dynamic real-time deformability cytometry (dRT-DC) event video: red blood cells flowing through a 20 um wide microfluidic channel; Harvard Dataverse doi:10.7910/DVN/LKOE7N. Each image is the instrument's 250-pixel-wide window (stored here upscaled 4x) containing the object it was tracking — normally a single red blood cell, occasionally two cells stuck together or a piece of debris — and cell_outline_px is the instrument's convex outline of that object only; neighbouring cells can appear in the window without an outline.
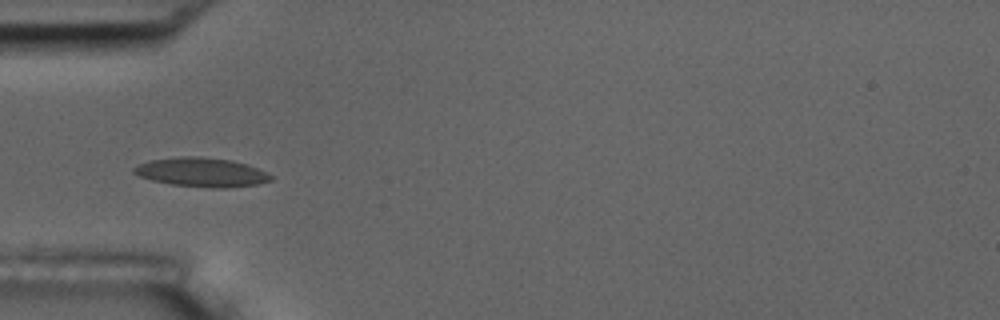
{"species": "common noctule bat (a hibernating species)", "species_latin": "Nyctalus noctula", "temperature_condition": "room temperature", "stored_images_in_passage": 10, "camera_frame_rate_fps": 3000, "um_per_image_px": 0.085, "animal": {"sex": "male", "body_mass_g": 17.5, "forearm_length_mm": 52.3}, "frame": {"image": 1, "passage_image": 6, "time_ms": 5.667, "image_size_px": [1000, 320], "cell_outline_px": [[272, 180], [256, 184], [224, 188], [212, 188], [172, 184], [152, 180], [140, 176], [132, 172], [132, 168], [140, 164], [152, 160], [180, 156], [200, 156], [232, 160], [268, 172], [272, 176]], "centroid_in_image_um": [17.13, 14.64], "position_along_channel_um": 67.9, "area_um2": 23.0}}
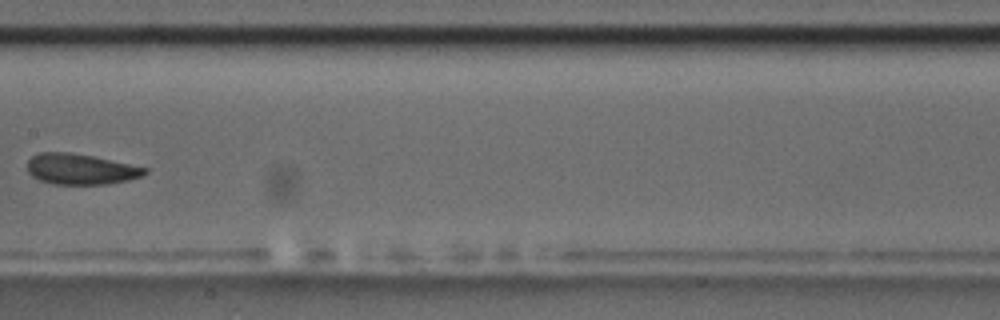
{"frame": {"image": 2, "passage_image": 9, "time_ms": 9.333, "image_size_px": [1000, 320], "cell_outline_px": [[148, 172], [140, 176], [128, 180], [108, 184], [52, 184], [40, 180], [32, 176], [28, 172], [28, 160], [32, 156], [40, 152], [72, 152], [92, 156], [148, 168]], "centroid_in_image_um": [6.83, 14.37], "position_along_channel_um": 200.6, "area_um2": 20.92}}
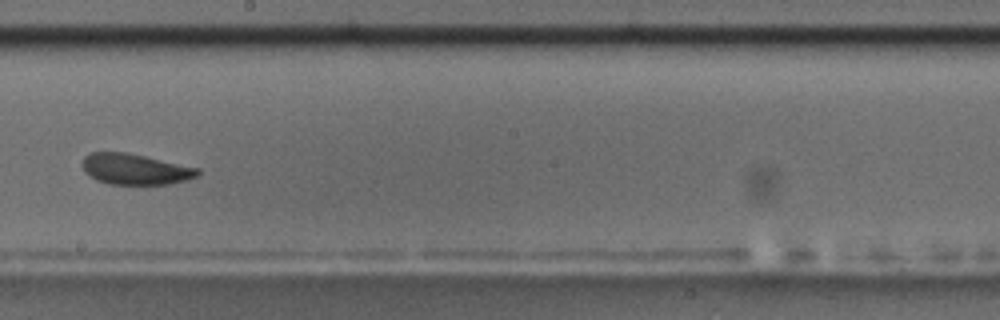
{"frame": {"image": 3, "passage_image": 10, "time_ms": 10.333, "image_size_px": [1000, 320], "cell_outline_px": [[200, 172], [196, 176], [188, 180], [168, 184], [108, 184], [96, 180], [84, 172], [80, 164], [84, 156], [88, 152], [128, 152], [200, 168]], "centroid_in_image_um": [11.45, 14.37], "position_along_channel_um": 236.7, "area_um2": 21.04}}